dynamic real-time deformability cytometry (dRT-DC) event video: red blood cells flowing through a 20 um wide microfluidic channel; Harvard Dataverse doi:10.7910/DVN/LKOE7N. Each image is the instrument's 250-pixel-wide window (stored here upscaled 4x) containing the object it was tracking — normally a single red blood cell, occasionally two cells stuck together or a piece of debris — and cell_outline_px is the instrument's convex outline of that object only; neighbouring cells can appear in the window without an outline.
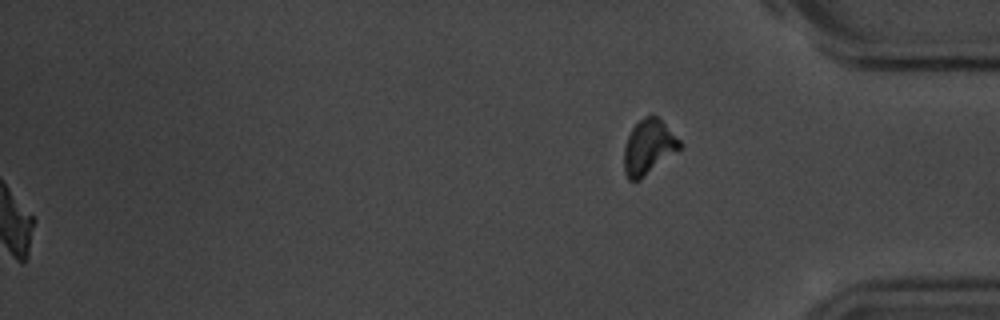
{"species": "common noctule bat (a hibernating species)", "species_latin": "Nyctalus noctula", "temperature_condition": "room temperature", "stored_images_in_passage": 55, "segment_of_instrument_passage": [2, 2], "camera_frame_rate_fps": 3000, "um_per_image_px": 0.085, "animal": {"sex": "male", "body_mass_g": 20.1, "forearm_length_mm": 53.5}, "frame": {"image": 1, "passage_image": 55, "time_ms": 18.0, "image_size_px": [1000, 320], "cell_outline_px": [[684, 144], [680, 148], [640, 180], [628, 180], [624, 172], [624, 148], [628, 136], [632, 128], [644, 116], [652, 112]], "centroid_in_image_um": [55.11, 12.49], "position_along_channel_um": 380.1, "area_um2": 17.63}}